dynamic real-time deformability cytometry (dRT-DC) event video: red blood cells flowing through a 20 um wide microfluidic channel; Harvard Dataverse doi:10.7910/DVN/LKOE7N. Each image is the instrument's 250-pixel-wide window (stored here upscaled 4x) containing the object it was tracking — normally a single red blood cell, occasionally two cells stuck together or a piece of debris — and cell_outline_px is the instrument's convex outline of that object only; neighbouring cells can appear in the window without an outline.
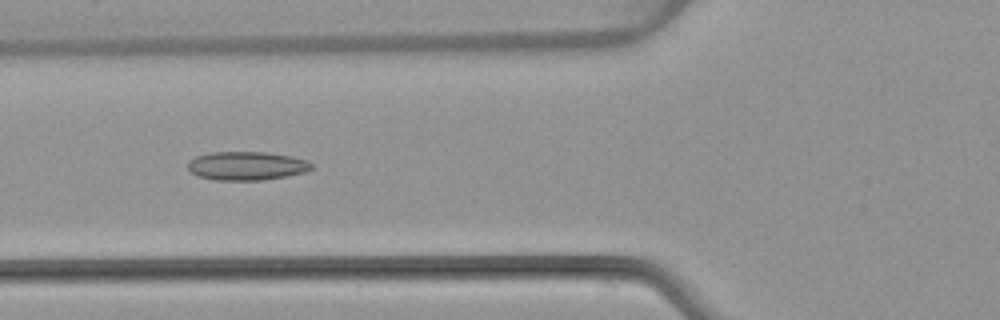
{"species": "common noctule bat (a hibernating species)", "species_latin": "Nyctalus noctula", "temperature_condition": "warm", "stored_images_in_passage": 7, "camera_frame_rate_fps": 3000, "um_per_image_px": 0.085, "animal": {"sex": "female", "body_mass_g": 22.7, "forearm_length_mm": 54.2}, "frame": {"image": 1, "passage_image": 6, "time_ms": 6.0, "image_size_px": [1000, 320], "cell_outline_px": [[312, 168], [304, 172], [264, 180], [216, 180], [196, 176], [188, 172], [188, 160], [196, 156], [208, 152], [268, 152], [292, 156], [308, 160], [312, 164]], "centroid_in_image_um": [20.91, 14.09], "position_along_channel_um": 104.9, "area_um2": 20.87}}
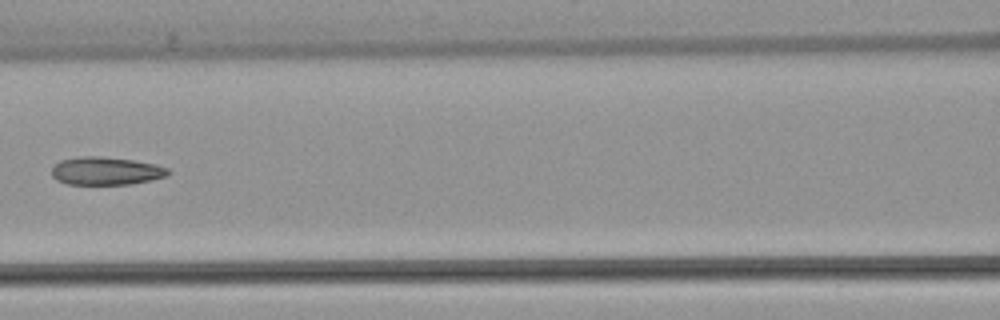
{"frame": {"image": 2, "passage_image": 7, "time_ms": 7.333, "image_size_px": [1000, 320], "cell_outline_px": [[172, 172], [168, 176], [152, 180], [132, 184], [68, 184], [56, 180], [52, 176], [52, 164], [60, 160], [80, 156], [100, 156], [132, 160], [156, 164], [168, 168]], "centroid_in_image_um": [9.01, 14.53], "position_along_channel_um": 157.6, "area_um2": 19.25}}